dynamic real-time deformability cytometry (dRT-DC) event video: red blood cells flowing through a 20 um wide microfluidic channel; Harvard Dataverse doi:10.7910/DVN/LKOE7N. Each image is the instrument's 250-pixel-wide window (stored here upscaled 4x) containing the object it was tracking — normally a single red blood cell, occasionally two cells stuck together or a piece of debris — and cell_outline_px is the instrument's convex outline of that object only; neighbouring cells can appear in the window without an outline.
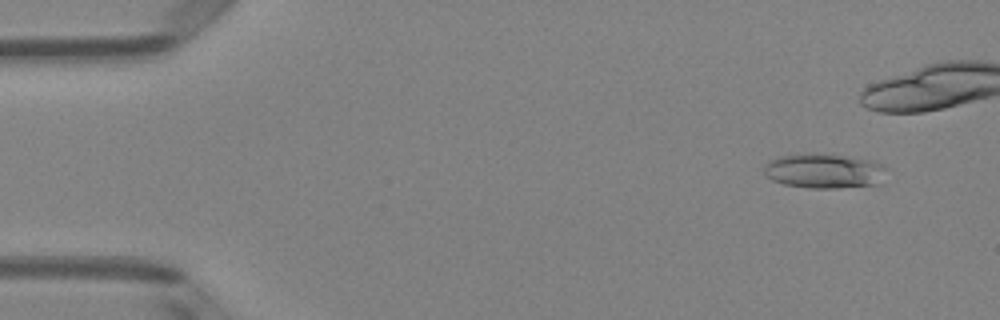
{"species": "Egyptian fruit bat (a non-hibernating species)", "species_latin": "Rousettus aegyptiacus", "temperature_condition": "room temperature", "stored_images_in_passage": 6, "camera_frame_rate_fps": 3000, "um_per_image_px": 0.085, "animal": {"sex": "female"}, "frame": {"image": 1, "passage_image": 2, "time_ms": 0.333, "image_size_px": [1000, 320], "cell_outline_px": [[884, 168], [876, 184], [836, 188], [808, 188], [784, 184], [772, 180], [764, 176], [764, 164], [776, 156], [808, 152], [812, 152], [868, 160], [884, 164]], "centroid_in_image_um": [69.9, 14.51], "position_along_channel_um": 15.1, "area_um2": 24.57}}